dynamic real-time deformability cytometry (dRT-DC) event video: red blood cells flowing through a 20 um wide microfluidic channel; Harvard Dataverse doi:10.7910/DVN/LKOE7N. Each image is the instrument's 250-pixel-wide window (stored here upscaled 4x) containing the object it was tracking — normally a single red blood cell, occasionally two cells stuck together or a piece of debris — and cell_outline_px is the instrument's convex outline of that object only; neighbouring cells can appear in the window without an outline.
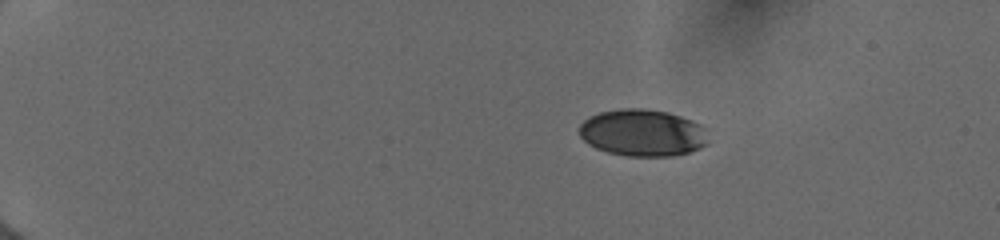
{"species": "human", "species_latin": "Homo sapiens", "temperature_condition": "cold", "stored_images_in_passage": 40, "camera_frame_rate_fps": 3000, "um_per_image_px": 0.085, "donor": {"sex": "female"}, "frame": {"image": 1, "passage_image": 1, "time_ms": 0.0, "image_size_px": [1000, 240], "cell_outline_px": [[708, 144], [700, 148], [688, 152], [672, 156], [628, 156], [608, 152], [596, 148], [588, 144], [580, 136], [580, 124], [584, 120], [600, 112], [620, 108], [644, 108], [668, 112], [692, 120], [700, 124], [704, 128]], "centroid_in_image_um": [54.62, 11.28], "position_along_channel_um": 30.4, "area_um2": 35.26}}
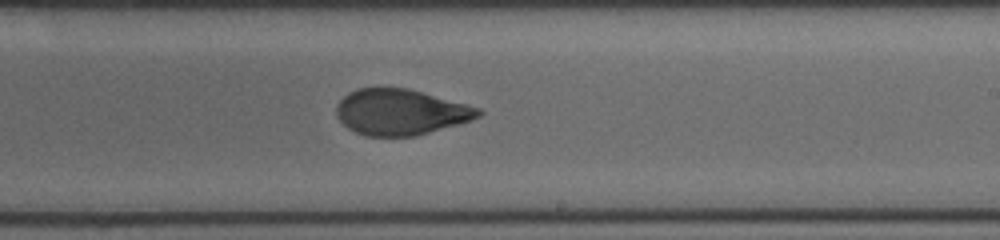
{"frame": {"image": 2, "passage_image": 22, "time_ms": 8.333, "image_size_px": [1000, 240], "cell_outline_px": [[484, 112], [480, 116], [456, 124], [416, 136], [364, 136], [348, 128], [336, 116], [336, 104], [348, 92], [356, 88], [408, 88], [468, 104], [480, 108]], "centroid_in_image_um": [34.03, 9.52], "position_along_channel_um": 255.0, "area_um2": 37.86}}
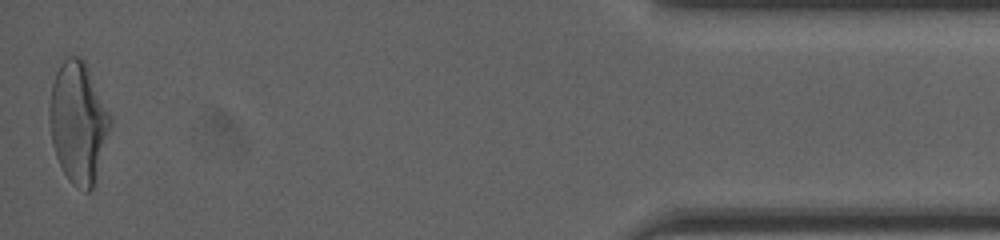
{"frame": {"image": 3, "passage_image": 40, "time_ms": 14.333, "image_size_px": [1000, 240], "cell_outline_px": [[112, 124], [92, 188], [88, 192], [84, 192], [76, 188], [68, 180], [56, 156], [52, 144], [48, 116], [48, 108], [52, 84], [56, 72], [60, 64], [68, 56], [80, 56], [84, 60], [112, 116]], "centroid_in_image_um": [6.64, 10.4], "position_along_channel_um": 428.6, "area_um2": 43.06}, "authors_computed_cell_mechanics": {"area_um2": 38.9572, "velocity_mm_per_s": 3.9812, "shape_relaxation_time_tau1_ms": 5.5628, "shape_relaxation_time_tau2_ms": 1.1156, "deformation_change_tau1": 0.1919, "deformation_change_tau2": 0.0649}}